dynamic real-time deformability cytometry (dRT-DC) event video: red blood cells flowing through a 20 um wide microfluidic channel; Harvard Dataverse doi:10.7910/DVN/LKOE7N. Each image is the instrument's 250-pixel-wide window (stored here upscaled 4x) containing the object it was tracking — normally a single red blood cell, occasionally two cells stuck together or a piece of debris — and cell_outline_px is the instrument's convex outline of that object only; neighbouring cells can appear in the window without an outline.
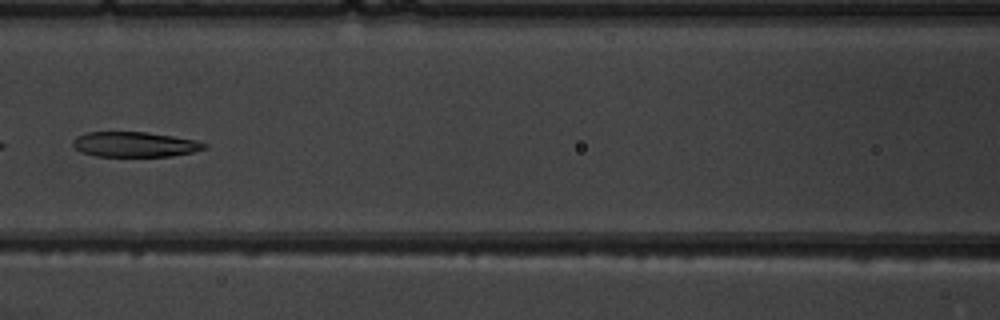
{"species": "common noctule bat (a hibernating species)", "species_latin": "Nyctalus noctula", "temperature_condition": "warm", "stored_images_in_passage": 6, "camera_frame_rate_fps": 3000, "um_per_image_px": 0.085, "animal": {"sex": "male", "body_mass_g": 19.5, "forearm_length_mm": 54.6}, "frame": {"image": 1, "passage_image": 6, "time_ms": 6.667, "image_size_px": [1000, 320], "cell_outline_px": [[208, 148], [192, 152], [172, 156], [96, 156], [80, 152], [72, 144], [72, 140], [76, 136], [88, 132], [148, 132], [196, 140], [208, 144]], "centroid_in_image_um": [11.46, 12.27], "position_along_channel_um": 155.1, "area_um2": 19.31}}